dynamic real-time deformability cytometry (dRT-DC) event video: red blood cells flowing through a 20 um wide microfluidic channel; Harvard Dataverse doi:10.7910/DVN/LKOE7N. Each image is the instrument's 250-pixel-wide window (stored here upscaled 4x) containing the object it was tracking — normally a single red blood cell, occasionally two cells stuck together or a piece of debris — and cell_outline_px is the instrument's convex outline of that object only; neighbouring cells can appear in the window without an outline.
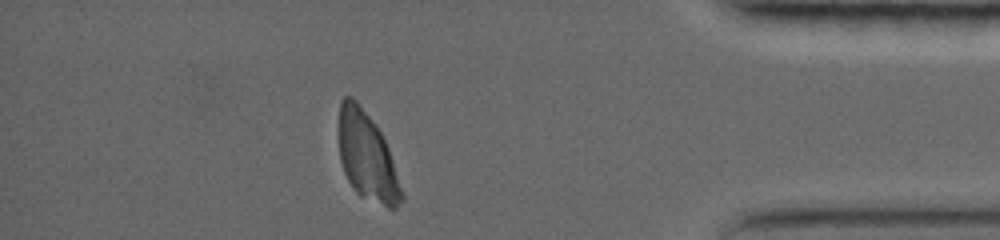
{"species": "common noctule bat (a hibernating species)", "species_latin": "Nyctalus noctula", "temperature_condition": "warm", "stored_images_in_passage": 46, "camera_frame_rate_fps": 5000, "um_per_image_px": 0.085, "animal": {"sex": "female", "body_mass_g": 19.0, "forearm_length_mm": 56.7}, "frame": {"image": 1, "passage_image": 46, "time_ms": 10.0, "image_size_px": [1000, 240], "cell_outline_px": [[404, 200], [396, 208], [388, 208], [360, 196], [352, 188], [344, 172], [340, 160], [340, 100], [344, 96], [352, 96], [356, 100], [376, 124], [388, 148], [404, 196]], "centroid_in_image_um": [31.2, 13.33], "position_along_channel_um": 404.0, "area_um2": 31.91}}